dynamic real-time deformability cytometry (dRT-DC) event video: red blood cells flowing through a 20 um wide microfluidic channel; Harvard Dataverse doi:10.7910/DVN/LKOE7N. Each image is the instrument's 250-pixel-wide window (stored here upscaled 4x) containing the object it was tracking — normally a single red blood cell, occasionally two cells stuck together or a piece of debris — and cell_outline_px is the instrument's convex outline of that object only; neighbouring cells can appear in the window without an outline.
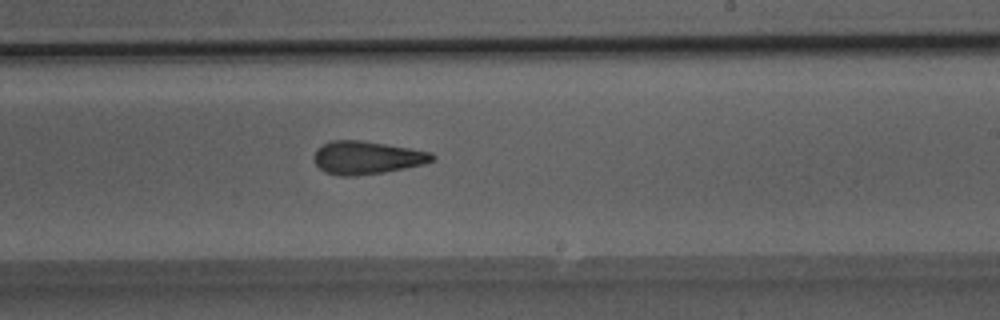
{"species": "Egyptian fruit bat (a non-hibernating species)", "species_latin": "Rousettus aegyptiacus", "temperature_condition": "room temperature", "stored_images_in_passage": 49, "camera_frame_rate_fps": 3000, "um_per_image_px": 0.085, "animal": {"sex": "male"}, "frame": {"image": 1, "passage_image": 29, "time_ms": 9.333, "image_size_px": [1000, 320], "cell_outline_px": [[436, 160], [424, 164], [384, 172], [356, 176], [340, 176], [324, 172], [316, 164], [316, 148], [332, 140], [364, 140], [432, 152], [436, 156]], "centroid_in_image_um": [31.22, 13.4], "position_along_channel_um": 257.8, "area_um2": 22.77}}
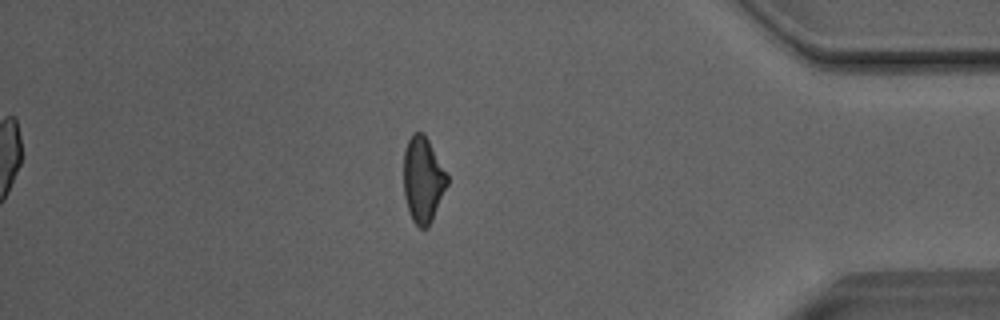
{"frame": {"image": 2, "passage_image": 42, "time_ms": 13.667, "image_size_px": [1000, 320], "cell_outline_px": [[448, 184], [432, 220], [428, 228], [420, 228], [412, 220], [408, 212], [404, 196], [404, 148], [412, 132], [424, 132], [448, 176]], "centroid_in_image_um": [35.94, 15.27], "position_along_channel_um": 399.3, "area_um2": 21.85}}
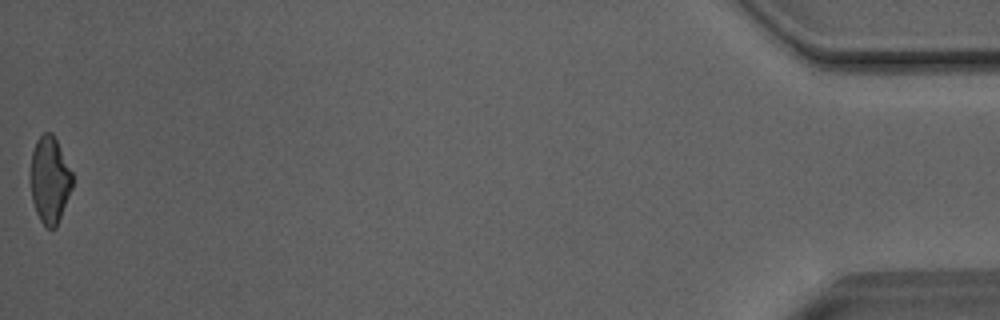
{"frame": {"image": 3, "passage_image": 49, "time_ms": 16.0, "image_size_px": [1000, 320], "cell_outline_px": [[72, 188], [56, 228], [48, 228], [40, 220], [36, 212], [32, 200], [32, 152], [36, 140], [44, 132], [52, 132], [72, 172]], "centroid_in_image_um": [4.24, 15.29], "position_along_channel_um": 431.0, "area_um2": 20.69}, "authors_computed_cell_mechanics": {"area_um2": 23.0044, "velocity_mm_per_s": 4.0674, "shape_relaxation_time_tau1_ms": 7.2957, "shape_relaxation_time_tau2_ms": 2.1653, "deformation_change_tau1": 0.1802, "deformation_change_tau2": 0.1167}}